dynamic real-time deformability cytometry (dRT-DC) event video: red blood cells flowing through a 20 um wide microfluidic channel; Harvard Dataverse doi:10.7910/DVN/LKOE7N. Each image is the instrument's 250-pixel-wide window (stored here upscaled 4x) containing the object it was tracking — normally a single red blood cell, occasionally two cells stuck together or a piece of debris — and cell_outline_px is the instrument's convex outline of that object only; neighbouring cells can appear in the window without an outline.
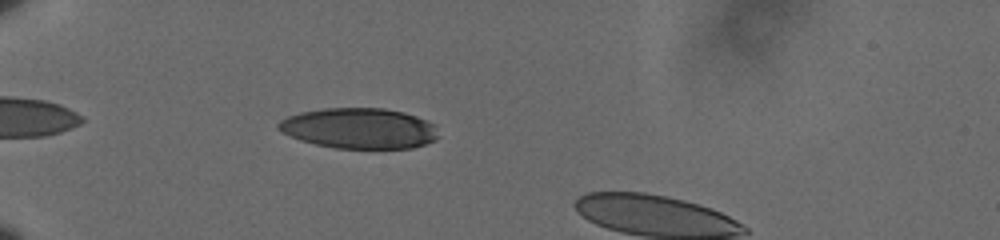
{"species": "human", "species_latin": "Homo sapiens", "temperature_condition": "cold", "stored_images_in_passage": 42, "camera_frame_rate_fps": 3000, "um_per_image_px": 0.085, "donor": {"sex": "male"}, "frame": {"image": 1, "passage_image": 5, "time_ms": 1.333, "image_size_px": [1000, 240], "cell_outline_px": [[436, 140], [412, 148], [336, 148], [316, 144], [300, 140], [276, 128], [276, 124], [280, 120], [288, 116], [300, 112], [324, 108], [384, 108], [404, 112], [416, 116], [432, 124], [436, 136]], "centroid_in_image_um": [30.49, 10.9], "position_along_channel_um": 54.5, "area_um2": 37.45}}
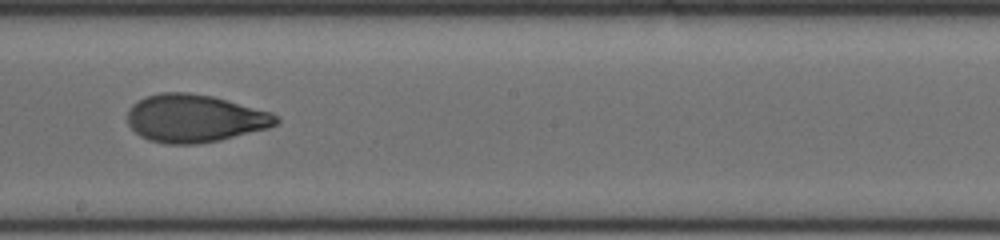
{"frame": {"image": 2, "passage_image": 22, "time_ms": 7.0, "image_size_px": [1000, 240], "cell_outline_px": [[280, 120], [276, 124], [268, 128], [220, 140], [196, 144], [164, 144], [148, 140], [140, 136], [128, 124], [128, 108], [132, 104], [144, 96], [160, 92], [188, 92], [212, 96], [272, 112]], "centroid_in_image_um": [16.52, 10.06], "position_along_channel_um": 231.7, "area_um2": 41.56}}
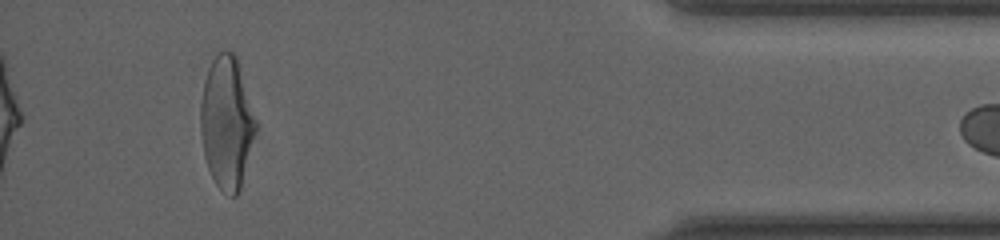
{"frame": {"image": 3, "passage_image": 41, "time_ms": 13.333, "image_size_px": [1000, 240], "cell_outline_px": [[256, 128], [240, 192], [236, 196], [228, 196], [216, 184], [208, 168], [204, 156], [200, 132], [200, 104], [204, 80], [208, 68], [212, 60], [220, 52], [232, 52], [236, 56], [256, 120]], "centroid_in_image_um": [19.25, 10.46], "position_along_channel_um": 416.0, "area_um2": 42.25}}